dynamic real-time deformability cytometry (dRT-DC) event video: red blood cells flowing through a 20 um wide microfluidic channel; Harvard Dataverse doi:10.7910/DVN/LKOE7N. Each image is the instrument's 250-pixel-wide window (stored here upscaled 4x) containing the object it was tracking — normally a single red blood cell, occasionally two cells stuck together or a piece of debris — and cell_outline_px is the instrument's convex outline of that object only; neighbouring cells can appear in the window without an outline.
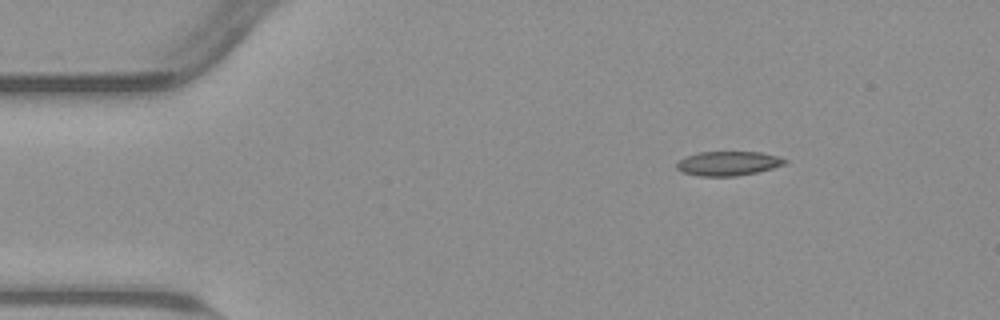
{"species": "common noctule bat (a hibernating species)", "species_latin": "Nyctalus noctula", "temperature_condition": "warm", "stored_images_in_passage": 47, "camera_frame_rate_fps": 3000, "um_per_image_px": 0.085, "animal": {"sex": "male", "body_mass_g": 23.1, "forearm_length_mm": 52.7}, "frame": {"image": 1, "passage_image": 1, "time_ms": 0.0, "image_size_px": [1000, 320], "cell_outline_px": [[788, 160], [784, 164], [772, 168], [756, 172], [736, 176], [700, 176], [684, 172], [676, 168], [676, 164], [684, 156], [700, 152], [760, 152], [776, 156]], "centroid_in_image_um": [61.87, 13.89], "position_along_channel_um": 23.1, "area_um2": 15.14}}
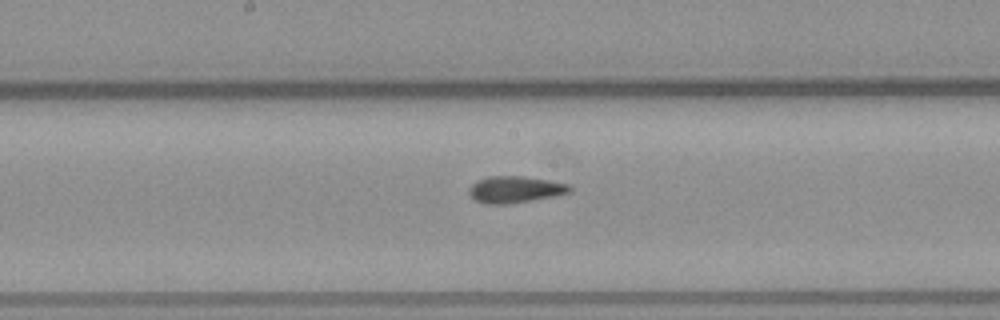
{"frame": {"image": 2, "passage_image": 21, "time_ms": 6.667, "image_size_px": [1000, 320], "cell_outline_px": [[572, 192], [556, 196], [532, 200], [504, 204], [484, 204], [476, 200], [468, 192], [468, 188], [476, 180], [488, 176], [524, 176], [568, 184], [572, 188]], "centroid_in_image_um": [43.77, 16.1], "position_along_channel_um": 204.4, "area_um2": 15.66}}
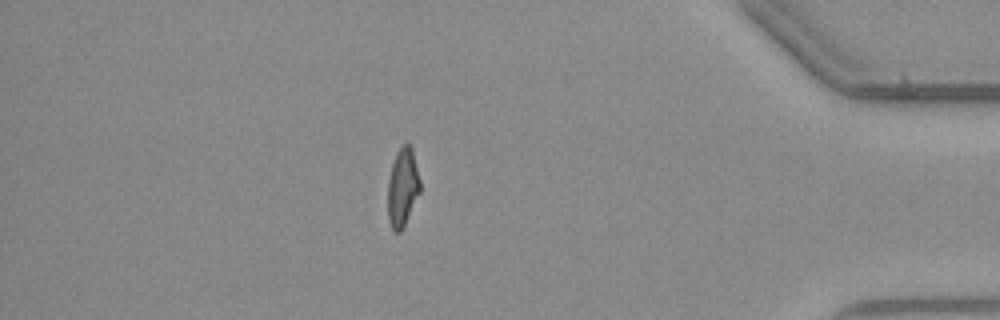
{"frame": {"image": 3, "passage_image": 40, "time_ms": 13.0, "image_size_px": [1000, 320], "cell_outline_px": [[420, 192], [400, 232], [392, 232], [388, 220], [388, 180], [392, 164], [396, 152], [404, 144], [408, 144], [412, 148], [420, 180]], "centroid_in_image_um": [34.21, 15.93], "position_along_channel_um": 401.0, "area_um2": 14.62}, "authors_computed_cell_mechanics": {"area_um2": 15.4326, "velocity_mm_per_s": 3.8207, "shape_relaxation_time_tau1_ms": 7.8492, "shape_relaxation_time_tau2_ms": 2.1926, "deformation_change_tau1": 0.2266, "deformation_change_tau2": 0.1006}}